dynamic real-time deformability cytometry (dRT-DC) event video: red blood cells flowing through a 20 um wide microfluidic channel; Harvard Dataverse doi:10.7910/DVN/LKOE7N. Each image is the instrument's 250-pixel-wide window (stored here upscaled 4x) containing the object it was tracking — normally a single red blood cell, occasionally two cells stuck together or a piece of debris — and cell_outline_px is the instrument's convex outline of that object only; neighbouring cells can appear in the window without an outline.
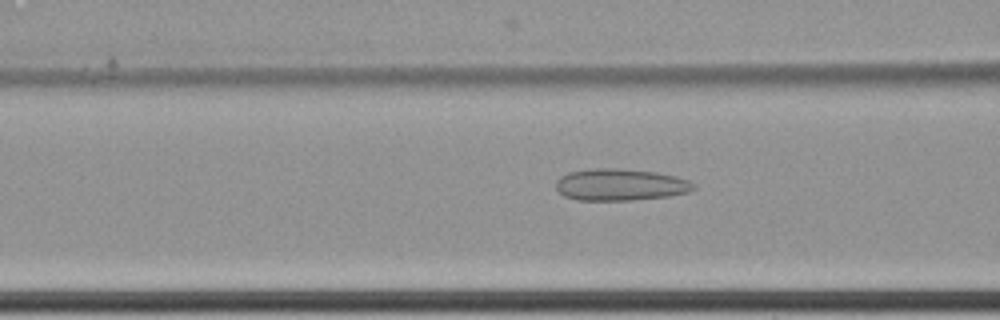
{"species": "common noctule bat (a hibernating species)", "species_latin": "Nyctalus noctula", "temperature_condition": "cold", "stored_images_in_passage": 60, "camera_frame_rate_fps": 3000, "um_per_image_px": 0.085, "animal": {"sex": "female", "body_mass_g": 22.7, "forearm_length_mm": 54.2}, "frame": {"image": 1, "passage_image": 25, "time_ms": 8.0, "image_size_px": [1000, 320], "cell_outline_px": [[696, 188], [688, 192], [668, 196], [632, 200], [576, 200], [564, 196], [556, 188], [556, 180], [560, 176], [568, 172], [592, 168], [620, 168], [656, 172], [676, 176], [688, 180], [696, 184]], "centroid_in_image_um": [52.72, 15.69], "position_along_channel_um": 113.9, "area_um2": 25.72}}
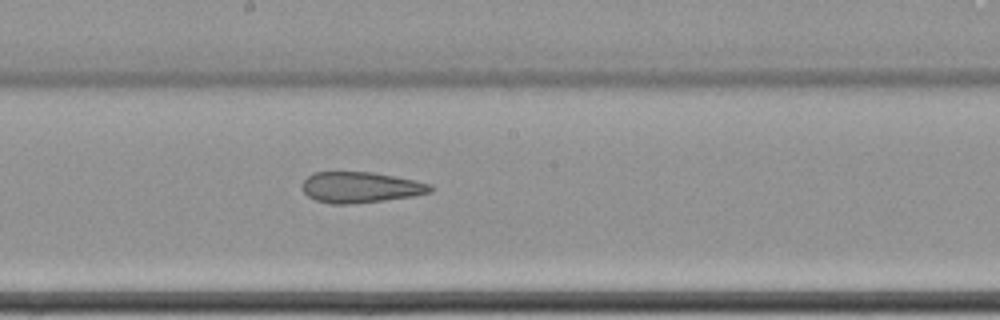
{"frame": {"image": 2, "passage_image": 34, "time_ms": 11.0, "image_size_px": [1000, 320], "cell_outline_px": [[436, 188], [432, 192], [412, 196], [384, 200], [352, 204], [332, 204], [316, 200], [308, 196], [304, 192], [304, 180], [312, 172], [372, 172], [416, 180], [432, 184]], "centroid_in_image_um": [30.7, 15.92], "position_along_channel_um": 217.5, "area_um2": 23.06}}
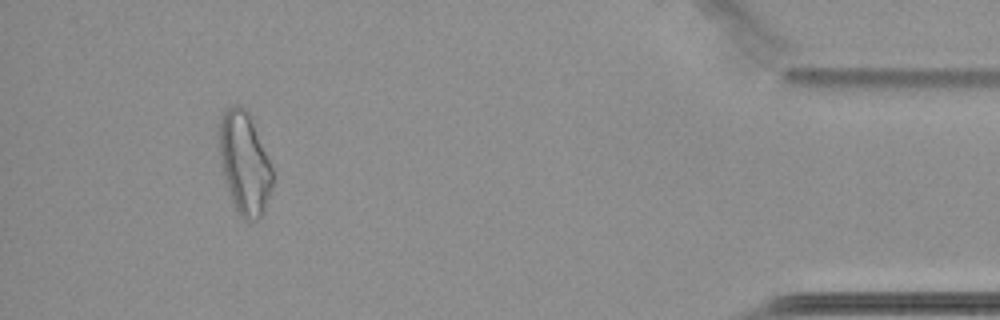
{"frame": {"image": 3, "passage_image": 56, "time_ms": 18.333, "image_size_px": [1000, 320], "cell_outline_px": [[276, 180], [264, 212], [256, 220], [244, 220], [240, 216], [228, 192], [224, 180], [220, 164], [216, 132], [220, 120], [224, 112], [232, 104], [236, 104], [244, 108], [248, 112], [276, 176]], "centroid_in_image_um": [20.77, 13.88], "position_along_channel_um": 414.4, "area_um2": 32.48}, "authors_computed_cell_mechanics": {"area_um2": 28.9578, "velocity_mm_per_s": 3.4566, "shape_relaxation_time_tau1_ms": null, "shape_relaxation_time_tau2_ms": 6.718, "deformation_change_tau1": null, "deformation_change_tau2": 0.1852}}